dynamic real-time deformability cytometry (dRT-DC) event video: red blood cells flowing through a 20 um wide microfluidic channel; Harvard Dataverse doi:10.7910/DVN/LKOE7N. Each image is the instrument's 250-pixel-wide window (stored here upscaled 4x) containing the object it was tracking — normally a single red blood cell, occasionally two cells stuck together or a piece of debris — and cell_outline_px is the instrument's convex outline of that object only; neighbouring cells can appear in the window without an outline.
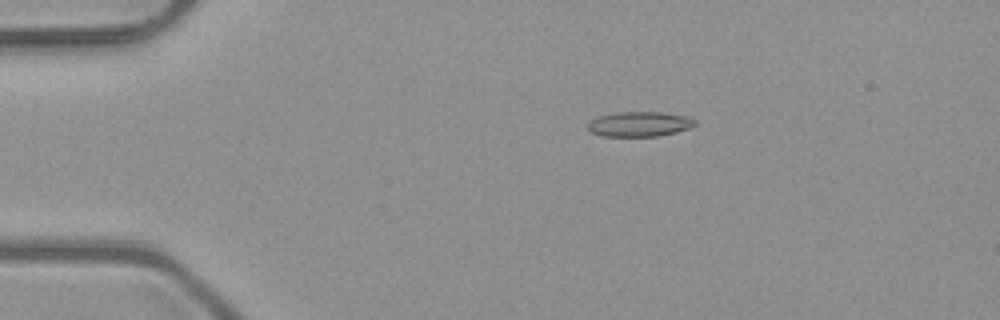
{"species": "common noctule bat (a hibernating species)", "species_latin": "Nyctalus noctula", "temperature_condition": "room temperature", "stored_images_in_passage": 52, "camera_frame_rate_fps": 3000, "um_per_image_px": 0.085, "animal": {"sex": "male", "body_mass_g": 23.1, "forearm_length_mm": 52.7}, "frame": {"image": 1, "passage_image": 11, "time_ms": 3.333, "image_size_px": [1000, 320], "cell_outline_px": [[696, 124], [688, 128], [676, 132], [660, 136], [600, 136], [588, 132], [588, 124], [592, 120], [600, 116], [616, 112], [664, 112], [688, 116], [696, 120]], "centroid_in_image_um": [54.36, 10.55], "position_along_channel_um": 30.6, "area_um2": 15.66}}
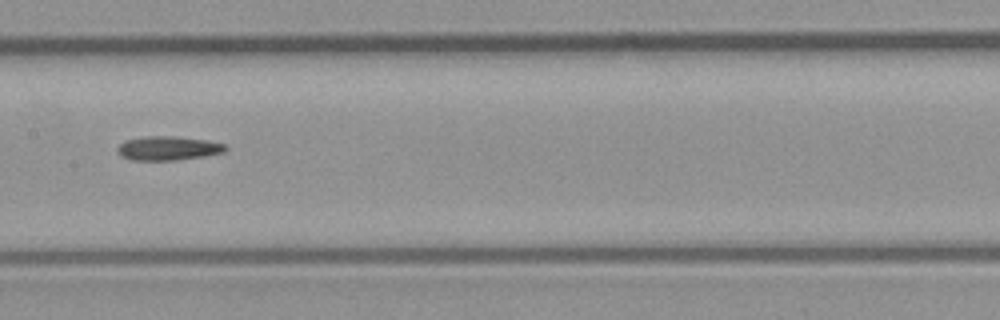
{"frame": {"image": 2, "passage_image": 27, "time_ms": 8.667, "image_size_px": [1000, 320], "cell_outline_px": [[228, 148], [224, 152], [204, 156], [176, 160], [132, 160], [120, 156], [116, 152], [116, 148], [124, 140], [148, 136], [172, 136], [208, 140], [228, 144]], "centroid_in_image_um": [14.29, 12.6], "position_along_channel_um": 193.1, "area_um2": 15.32}}
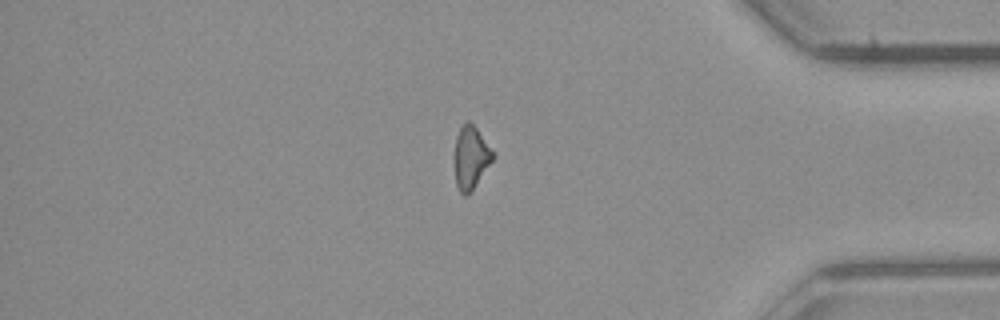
{"frame": {"image": 3, "passage_image": 44, "time_ms": 14.333, "image_size_px": [1000, 320], "cell_outline_px": [[492, 160], [472, 192], [464, 196], [460, 192], [456, 184], [456, 136], [460, 128], [468, 120], [476, 128], [492, 148]], "centroid_in_image_um": [40.03, 13.41], "position_along_channel_um": 395.2, "area_um2": 13.58}}